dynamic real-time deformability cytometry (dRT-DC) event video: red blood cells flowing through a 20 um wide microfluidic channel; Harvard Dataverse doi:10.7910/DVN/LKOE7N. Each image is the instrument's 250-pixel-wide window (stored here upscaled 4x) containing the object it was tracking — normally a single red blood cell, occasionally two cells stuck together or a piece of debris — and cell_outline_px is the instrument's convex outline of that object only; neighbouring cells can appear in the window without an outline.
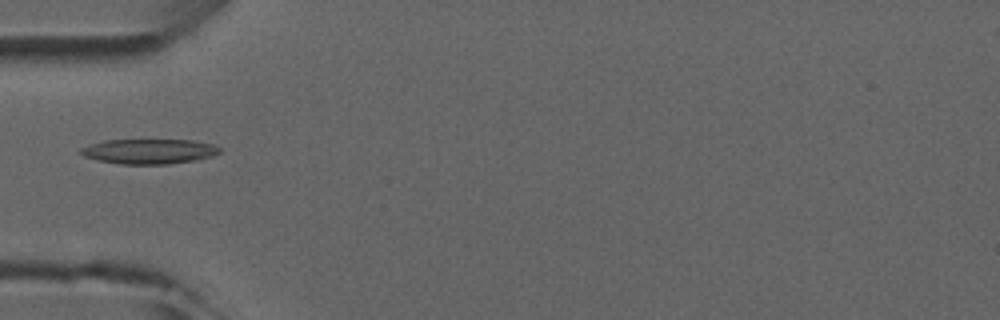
{"species": "common noctule bat (a hibernating species)", "species_latin": "Nyctalus noctula", "temperature_condition": "room temperature", "stored_images_in_passage": 5, "camera_frame_rate_fps": 3000, "um_per_image_px": 0.085, "animal": {"sex": "male", "forearm_length_mm": 52.5}, "frame": {"image": 1, "passage_image": 5, "time_ms": 4.667, "image_size_px": [1000, 320], "cell_outline_px": [[220, 152], [212, 156], [200, 160], [168, 164], [120, 164], [100, 160], [84, 156], [80, 152], [80, 148], [104, 140], [192, 140], [212, 144], [220, 148]], "centroid_in_image_um": [12.71, 12.87], "position_along_channel_um": 72.3, "area_um2": 20.11}}